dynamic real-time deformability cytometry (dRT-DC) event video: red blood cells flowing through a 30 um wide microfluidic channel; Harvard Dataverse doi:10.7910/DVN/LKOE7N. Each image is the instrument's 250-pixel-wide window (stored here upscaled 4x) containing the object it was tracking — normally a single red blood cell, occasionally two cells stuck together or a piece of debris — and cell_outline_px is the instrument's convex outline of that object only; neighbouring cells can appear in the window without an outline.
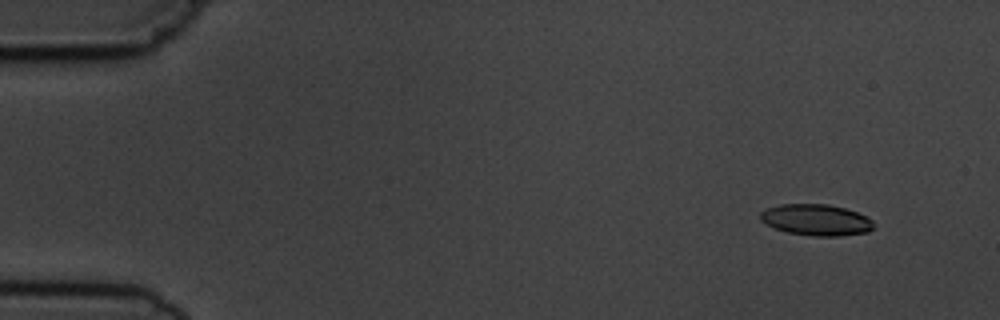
{"species": "common noctule bat (a hibernating species)", "species_latin": "Nyctalus noctula", "temperature_condition": "cold", "stored_images_in_passage": 5, "camera_frame_rate_fps": 3000, "um_per_image_px": 0.085, "animal": {"sex": "male", "body_mass_g": 19.5, "forearm_length_mm": 54.6}, "frame": {"image": 1, "passage_image": 2, "time_ms": 1.333, "image_size_px": [1000, 320], "cell_outline_px": [[872, 228], [868, 232], [840, 236], [816, 236], [788, 232], [776, 228], [760, 220], [760, 212], [768, 208], [780, 204], [828, 204], [844, 208], [868, 216], [872, 220]], "centroid_in_image_um": [69.39, 18.68], "position_along_channel_um": 15.6, "area_um2": 20.46}}